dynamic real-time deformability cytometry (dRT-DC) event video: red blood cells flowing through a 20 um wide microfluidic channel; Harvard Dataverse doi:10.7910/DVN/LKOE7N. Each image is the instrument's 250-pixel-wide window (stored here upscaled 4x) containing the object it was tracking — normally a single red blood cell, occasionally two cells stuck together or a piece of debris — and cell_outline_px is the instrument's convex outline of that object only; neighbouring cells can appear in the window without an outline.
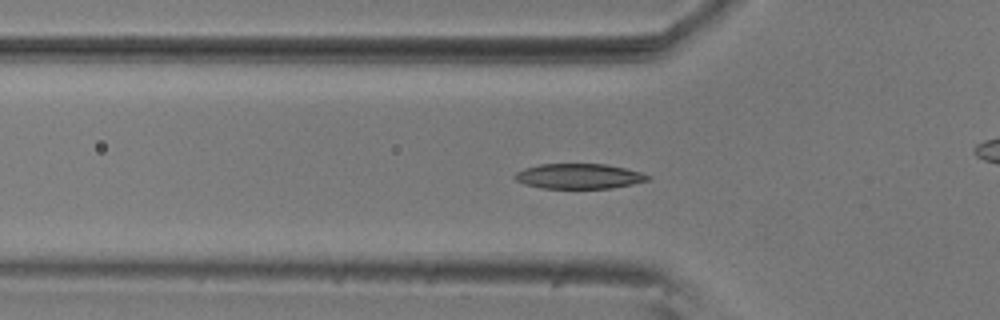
{"species": "common noctule bat (a hibernating species)", "species_latin": "Nyctalus noctula", "temperature_condition": "room temperature", "stored_images_in_passage": 56, "camera_frame_rate_fps": 3000, "um_per_image_px": 0.085, "animal": {"sex": "male", "body_mass_g": 20.5, "forearm_length_mm": 52.5}, "frame": {"image": 1, "passage_image": 18, "time_ms": 5.667, "image_size_px": [1000, 320], "cell_outline_px": [[652, 176], [648, 180], [632, 184], [612, 188], [540, 188], [524, 184], [516, 180], [512, 176], [516, 172], [524, 168], [540, 164], [608, 164], [640, 172]], "centroid_in_image_um": [49.18, 14.97], "position_along_channel_um": 76.6, "area_um2": 19.48}}
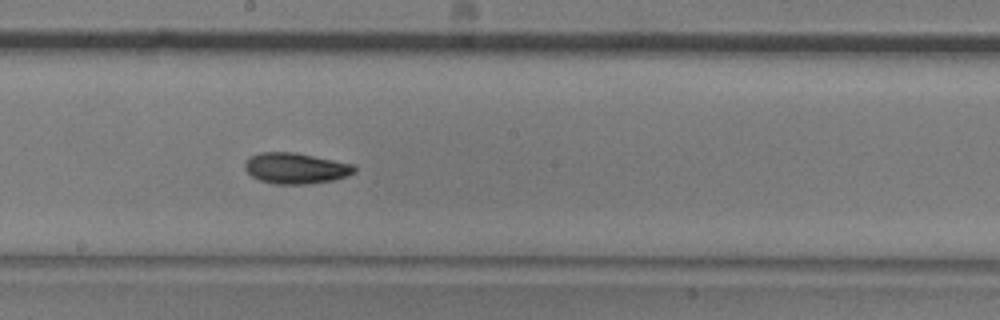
{"frame": {"image": 2, "passage_image": 30, "time_ms": 9.667, "image_size_px": [1000, 320], "cell_outline_px": [[356, 172], [348, 176], [332, 180], [308, 184], [272, 184], [260, 180], [252, 176], [244, 168], [244, 164], [252, 156], [260, 152], [296, 152], [356, 164]], "centroid_in_image_um": [25.19, 14.3], "position_along_channel_um": 223.0, "area_um2": 19.88}}
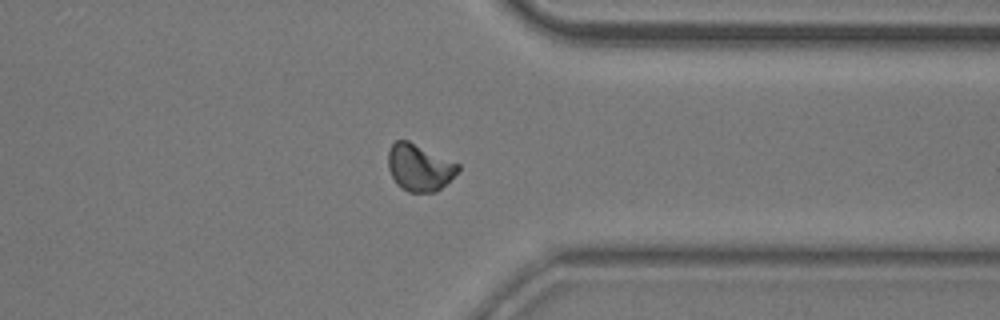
{"frame": {"image": 3, "passage_image": 43, "time_ms": 14.0, "image_size_px": [1000, 320], "cell_outline_px": [[460, 172], [436, 192], [408, 192], [400, 188], [396, 184], [388, 168], [388, 152], [392, 144], [396, 140], [408, 140], [460, 164]], "centroid_in_image_um": [35.66, 14.25], "position_along_channel_um": 375.7, "area_um2": 19.31}, "authors_computed_cell_mechanics": {"area_um2": 19.0451, "velocity_mm_per_s": 3.6356, "shape_relaxation_time_tau1_ms": 3.9437, "shape_relaxation_time_tau2_ms": 2.9274, "deformation_change_tau1": 0.1359, "deformation_change_tau2": 0.0758}}